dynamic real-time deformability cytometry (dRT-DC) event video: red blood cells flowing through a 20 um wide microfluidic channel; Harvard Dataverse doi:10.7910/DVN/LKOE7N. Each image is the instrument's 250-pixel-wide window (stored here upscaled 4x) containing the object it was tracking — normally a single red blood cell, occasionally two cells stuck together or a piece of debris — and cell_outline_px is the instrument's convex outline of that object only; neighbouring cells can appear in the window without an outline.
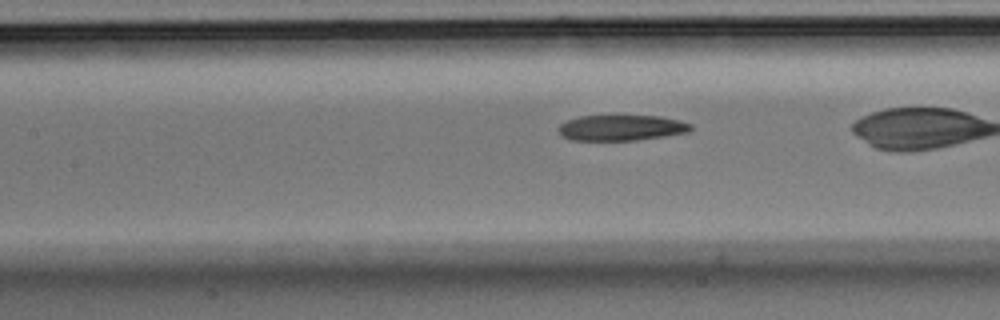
{"species": "Egyptian fruit bat (a non-hibernating species)", "species_latin": "Rousettus aegyptiacus", "temperature_condition": "room temperature", "stored_images_in_passage": 32, "camera_frame_rate_fps": 3000, "um_per_image_px": 0.085, "animal": {"sex": "male"}, "frame": {"image": 1, "passage_image": 14, "time_ms": 4.333, "image_size_px": [1000, 320], "cell_outline_px": [[692, 128], [688, 132], [664, 136], [636, 140], [572, 140], [564, 136], [556, 128], [560, 124], [568, 120], [580, 116], [660, 116], [680, 120], [692, 124]], "centroid_in_image_um": [52.83, 10.86], "position_along_channel_um": 154.6, "area_um2": 19.65}}